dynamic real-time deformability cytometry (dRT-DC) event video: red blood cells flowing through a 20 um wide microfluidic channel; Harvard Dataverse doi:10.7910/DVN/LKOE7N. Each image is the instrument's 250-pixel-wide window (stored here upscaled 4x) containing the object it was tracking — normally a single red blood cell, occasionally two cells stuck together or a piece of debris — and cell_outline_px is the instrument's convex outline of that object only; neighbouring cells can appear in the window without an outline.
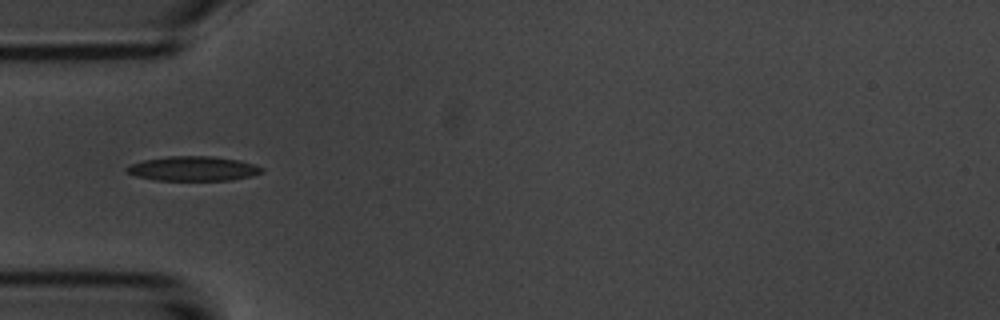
{"species": "common noctule bat (a hibernating species)", "species_latin": "Nyctalus noctula", "temperature_condition": "room temperature", "stored_images_in_passage": 38, "camera_frame_rate_fps": 3000, "um_per_image_px": 0.085, "animal": {"sex": "male", "body_mass_g": 20.1, "forearm_length_mm": 53.5}, "frame": {"image": 1, "passage_image": 1, "time_ms": 0.0, "image_size_px": [1000, 320], "cell_outline_px": [[264, 172], [252, 176], [232, 180], [156, 180], [136, 176], [128, 172], [124, 168], [132, 164], [144, 160], [168, 156], [212, 156], [240, 160], [264, 168]], "centroid_in_image_um": [16.45, 14.33], "position_along_channel_um": 68.5, "area_um2": 19.31}}
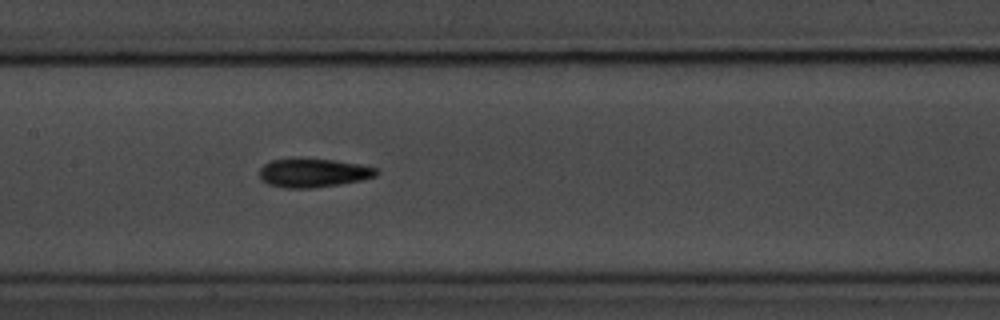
{"frame": {"image": 2, "passage_image": 10, "time_ms": 3.0, "image_size_px": [1000, 320], "cell_outline_px": [[380, 172], [376, 176], [364, 180], [340, 184], [312, 188], [284, 188], [268, 184], [260, 180], [260, 168], [264, 164], [272, 160], [296, 156], [336, 160], [376, 168]], "centroid_in_image_um": [26.6, 14.67], "position_along_channel_um": 180.8, "area_um2": 20.17}}
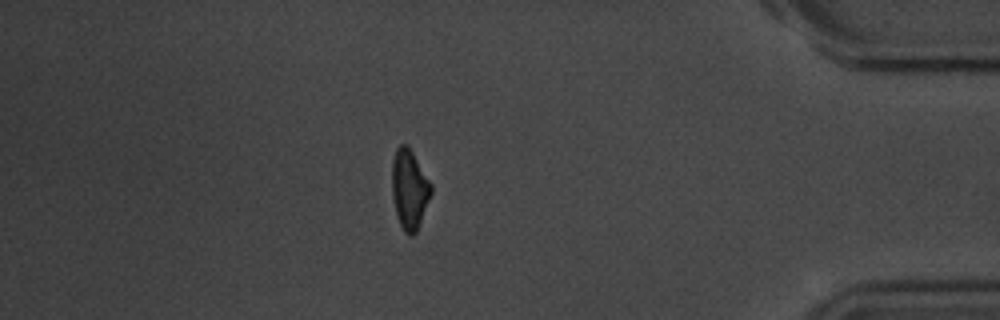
{"frame": {"image": 3, "passage_image": 31, "time_ms": 10.0, "image_size_px": [1000, 320], "cell_outline_px": [[432, 192], [416, 232], [412, 236], [408, 236], [404, 232], [396, 216], [392, 196], [392, 160], [396, 148], [400, 144], [408, 144], [432, 184]], "centroid_in_image_um": [34.79, 16.07], "position_along_channel_um": 400.4, "area_um2": 18.32}, "authors_computed_cell_mechanics": {"area_um2": 18.496, "velocity_mm_per_s": 3.7049, "shape_relaxation_time_tau1_ms": 3.7031, "shape_relaxation_time_tau2_ms": 9.8488, "deformation_change_tau1": 0.1372, "deformation_change_tau2": 0.1916}}